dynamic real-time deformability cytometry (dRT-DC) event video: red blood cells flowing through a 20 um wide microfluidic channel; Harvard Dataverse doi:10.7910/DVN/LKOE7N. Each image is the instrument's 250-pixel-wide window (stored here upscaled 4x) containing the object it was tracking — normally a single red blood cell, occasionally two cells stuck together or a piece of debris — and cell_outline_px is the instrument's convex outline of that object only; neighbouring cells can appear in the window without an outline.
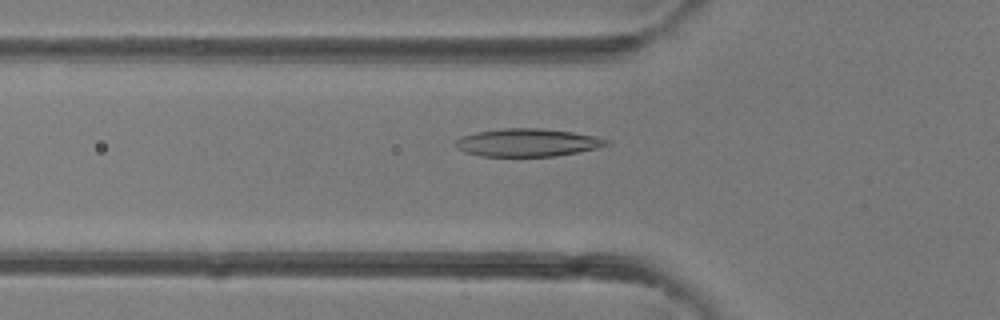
{"species": "common noctule bat (a hibernating species)", "species_latin": "Nyctalus noctula", "temperature_condition": "room temperature", "stored_images_in_passage": 25, "camera_frame_rate_fps": 3000, "um_per_image_px": 0.085, "animal": {"sex": "female"}, "frame": {"image": 1, "passage_image": 9, "time_ms": 2.667, "image_size_px": [1000, 320], "cell_outline_px": [[612, 144], [600, 148], [556, 156], [480, 156], [464, 152], [456, 148], [456, 140], [460, 136], [476, 132], [504, 128], [544, 128], [572, 132], [596, 136], [612, 140]], "centroid_in_image_um": [44.89, 12.12], "position_along_channel_um": 80.9, "area_um2": 24.85}}
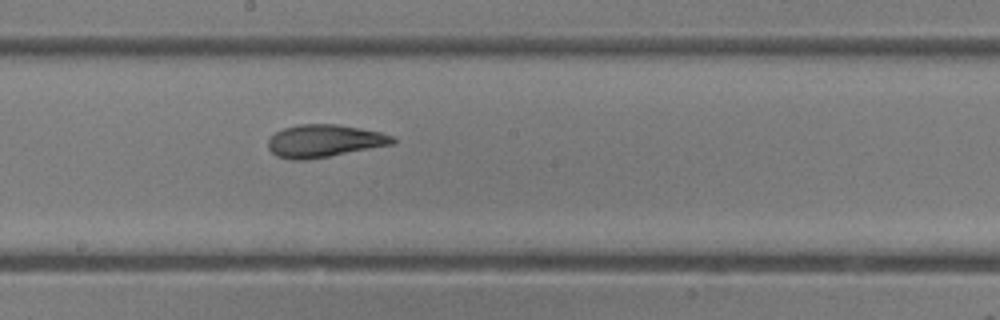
{"frame": {"image": 2, "passage_image": 17, "time_ms": 5.333, "image_size_px": [1000, 320], "cell_outline_px": [[396, 144], [328, 156], [304, 160], [292, 160], [276, 156], [268, 148], [268, 140], [276, 132], [284, 128], [300, 124], [336, 124], [360, 128], [380, 132], [392, 136], [396, 140]], "centroid_in_image_um": [27.57, 11.98], "position_along_channel_um": 220.6, "area_um2": 23.58}}
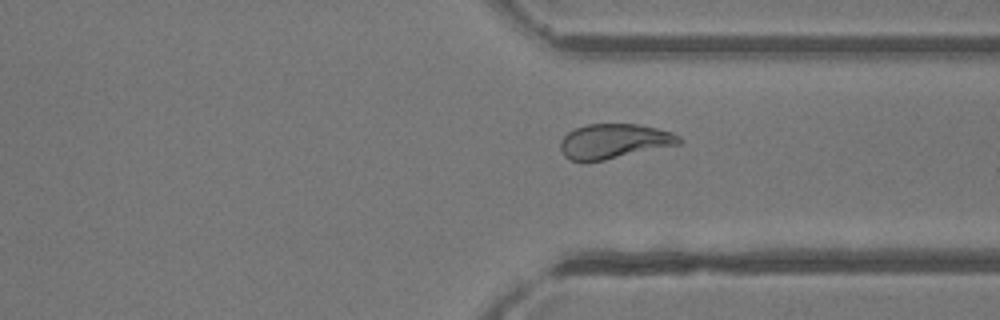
{"frame": {"image": 3, "passage_image": 25, "time_ms": 8.0, "image_size_px": [1000, 320], "cell_outline_px": [[680, 144], [588, 164], [568, 160], [564, 156], [560, 148], [560, 140], [568, 132], [576, 128], [588, 124], [636, 124], [656, 128], [672, 132], [680, 136]], "centroid_in_image_um": [52.14, 12.04], "position_along_channel_um": 359.3, "area_um2": 24.45}}